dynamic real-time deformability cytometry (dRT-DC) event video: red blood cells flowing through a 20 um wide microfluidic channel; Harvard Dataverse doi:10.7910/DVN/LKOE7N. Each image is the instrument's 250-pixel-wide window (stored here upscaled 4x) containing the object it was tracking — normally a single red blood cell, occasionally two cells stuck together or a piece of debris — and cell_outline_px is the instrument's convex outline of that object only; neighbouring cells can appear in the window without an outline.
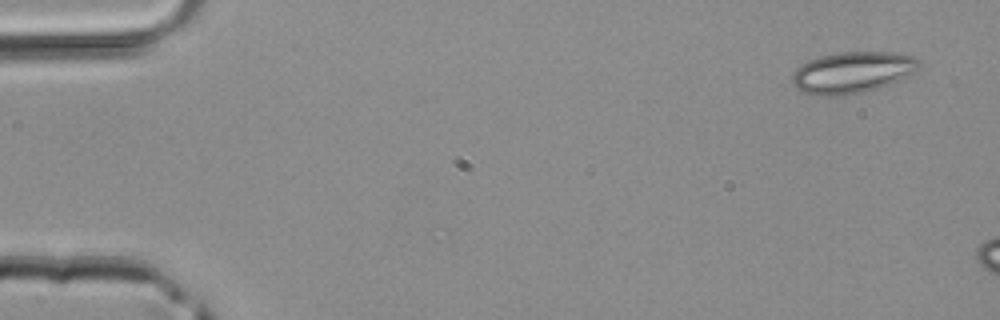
{"species": "common noctule bat (a hibernating species)", "species_latin": "Nyctalus noctula", "temperature_condition": "room temperature", "stored_images_in_passage": 2, "camera_frame_rate_fps": 3000, "um_per_image_px": 0.085, "animal": {"sex": "male", "body_mass_g": 20.4}, "frame": {"image": 1, "passage_image": 1, "time_ms": 0.0, "image_size_px": [1000, 320], "cell_outline_px": [[924, 64], [916, 72], [900, 80], [880, 88], [864, 92], [844, 96], [816, 96], [804, 92], [796, 88], [792, 84], [792, 72], [800, 64], [808, 60], [840, 52], [892, 52], [916, 56]], "centroid_in_image_um": [72.5, 6.17], "position_along_channel_um": 12.5, "area_um2": 31.27}}